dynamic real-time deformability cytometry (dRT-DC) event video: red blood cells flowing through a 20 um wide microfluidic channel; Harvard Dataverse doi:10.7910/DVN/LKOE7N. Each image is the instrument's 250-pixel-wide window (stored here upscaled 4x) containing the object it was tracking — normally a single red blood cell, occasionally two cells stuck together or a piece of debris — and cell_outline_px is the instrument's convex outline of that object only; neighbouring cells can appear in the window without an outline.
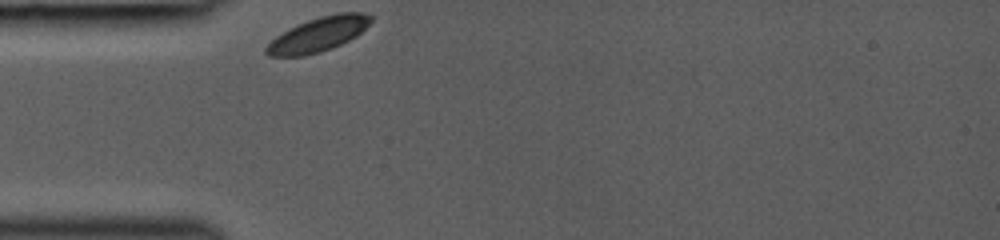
{"species": "common noctule bat (a hibernating species)", "species_latin": "Nyctalus noctula", "temperature_condition": "room temperature", "stored_images_in_passage": 15, "camera_frame_rate_fps": 3000, "um_per_image_px": 0.085, "animal": {"sex": "female", "body_mass_g": 19.0, "forearm_length_mm": 53.3}, "frame": {"image": 1, "passage_image": 1, "time_ms": 0.0, "image_size_px": [1000, 240], "cell_outline_px": [[372, 20], [356, 36], [332, 48], [320, 52], [304, 56], [268, 56], [264, 52], [264, 48], [276, 36], [308, 20], [320, 16], [340, 12], [364, 12], [372, 16]], "centroid_in_image_um": [27.06, 2.93], "position_along_channel_um": 57.9, "area_um2": 20.63}}
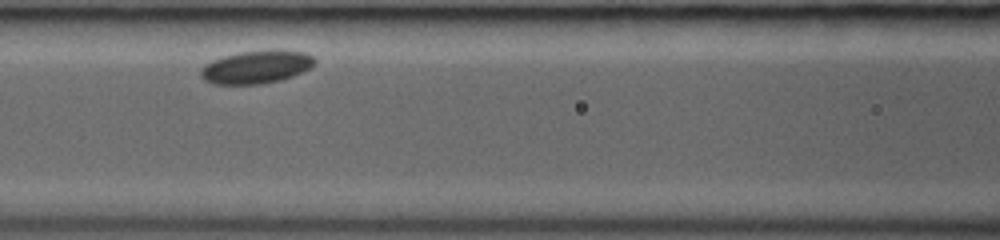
{"frame": {"image": 2, "passage_image": 8, "time_ms": 2.333, "image_size_px": [1000, 240], "cell_outline_px": [[316, 64], [292, 76], [280, 80], [260, 84], [216, 84], [204, 80], [200, 76], [200, 72], [212, 60], [224, 56], [240, 52], [276, 48], [304, 52], [312, 56], [316, 60]], "centroid_in_image_um": [21.83, 5.67], "position_along_channel_um": 144.8, "area_um2": 21.91}}
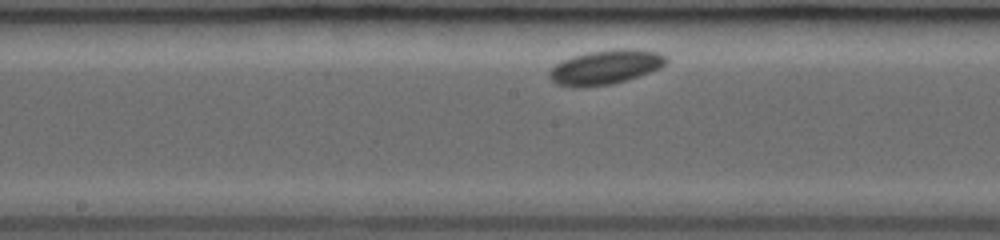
{"frame": {"image": 3, "passage_image": 12, "time_ms": 3.667, "image_size_px": [1000, 240], "cell_outline_px": [[668, 60], [660, 68], [612, 84], [556, 84], [548, 76], [548, 72], [556, 64], [572, 56], [588, 52], [612, 48], [640, 48], [660, 52], [668, 56]], "centroid_in_image_um": [51.56, 5.62], "position_along_channel_um": 196.6, "area_um2": 22.83}}